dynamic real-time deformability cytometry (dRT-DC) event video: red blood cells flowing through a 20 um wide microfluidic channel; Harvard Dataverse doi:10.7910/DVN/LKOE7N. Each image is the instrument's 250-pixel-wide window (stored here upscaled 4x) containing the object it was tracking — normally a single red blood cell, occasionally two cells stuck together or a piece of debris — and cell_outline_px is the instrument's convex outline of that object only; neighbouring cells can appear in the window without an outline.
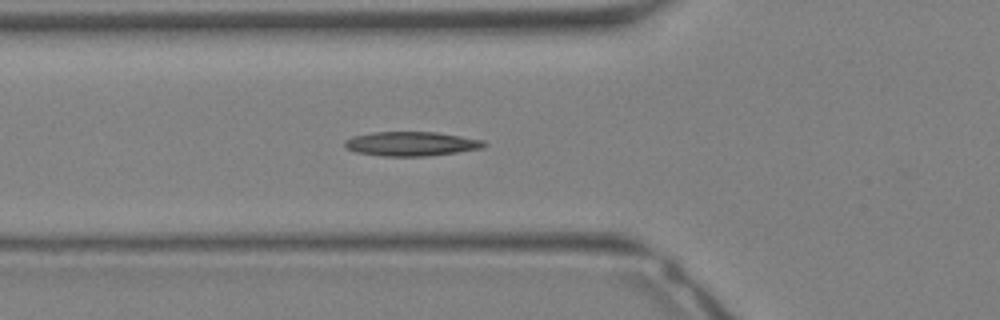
{"species": "Egyptian fruit bat (a non-hibernating species)", "species_latin": "Rousettus aegyptiacus", "temperature_condition": "warm", "stored_images_in_passage": 24, "camera_frame_rate_fps": 3000, "um_per_image_px": 0.085, "animal": {"sex": "female"}, "frame": {"image": 1, "passage_image": 4, "time_ms": 1.0, "image_size_px": [1000, 320], "cell_outline_px": [[488, 144], [484, 148], [428, 156], [380, 156], [356, 152], [348, 148], [344, 144], [344, 140], [352, 136], [372, 132], [436, 132], [484, 140]], "centroid_in_image_um": [34.97, 12.22], "position_along_channel_um": 90.8, "area_um2": 19.77}}
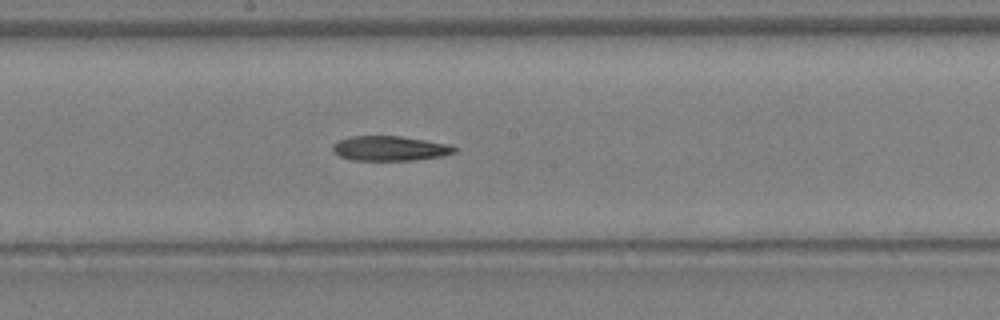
{"frame": {"image": 2, "passage_image": 10, "time_ms": 3.0, "image_size_px": [1000, 320], "cell_outline_px": [[456, 152], [440, 156], [412, 160], [352, 160], [340, 156], [332, 148], [332, 144], [348, 136], [400, 136], [452, 144], [456, 148]], "centroid_in_image_um": [33.15, 12.6], "position_along_channel_um": 215.0, "area_um2": 17.51}}
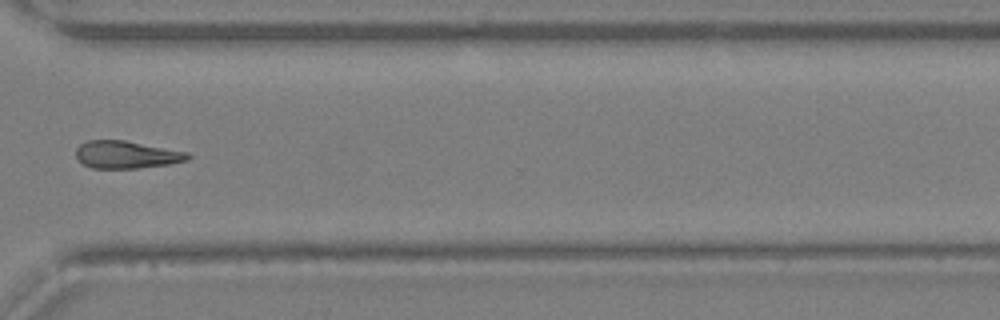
{"frame": {"image": 3, "passage_image": 17, "time_ms": 5.333, "image_size_px": [1000, 320], "cell_outline_px": [[192, 156], [188, 160], [168, 164], [140, 168], [92, 168], [84, 164], [76, 156], [76, 148], [80, 144], [88, 140], [124, 140], [188, 152]], "centroid_in_image_um": [10.76, 13.14], "position_along_channel_um": 359.8, "area_um2": 17.86}}